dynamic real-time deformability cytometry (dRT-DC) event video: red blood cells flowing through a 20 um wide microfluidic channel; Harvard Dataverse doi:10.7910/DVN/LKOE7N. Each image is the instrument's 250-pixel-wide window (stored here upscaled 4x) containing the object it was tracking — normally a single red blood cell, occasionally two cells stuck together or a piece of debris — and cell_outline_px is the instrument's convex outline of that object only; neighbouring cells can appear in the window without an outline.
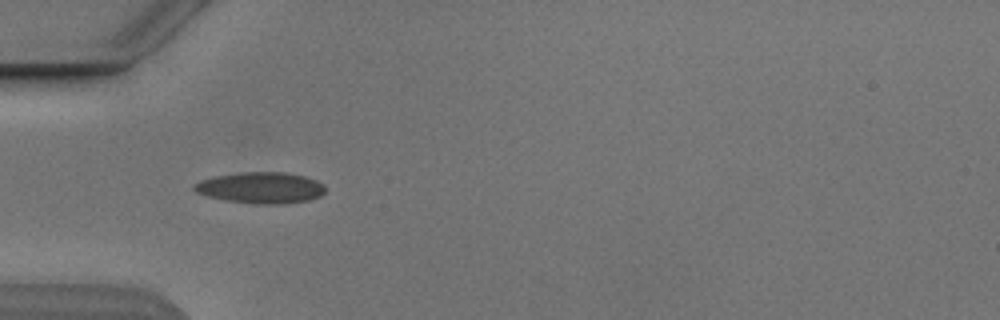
{"species": "Egyptian fruit bat (a non-hibernating species)", "species_latin": "Rousettus aegyptiacus", "temperature_condition": "cold", "stored_images_in_passage": 3, "camera_frame_rate_fps": 3000, "um_per_image_px": 0.085, "animal": {"sex": "male"}, "frame": {"image": 1, "passage_image": 2, "time_ms": 1.333, "image_size_px": [1000, 320], "cell_outline_px": [[324, 192], [320, 196], [308, 200], [284, 204], [256, 204], [228, 200], [208, 196], [196, 192], [192, 188], [192, 184], [200, 180], [216, 176], [240, 172], [284, 172], [304, 176], [316, 180], [324, 184]], "centroid_in_image_um": [22.16, 15.95], "position_along_channel_um": 62.8, "area_um2": 23.81}}
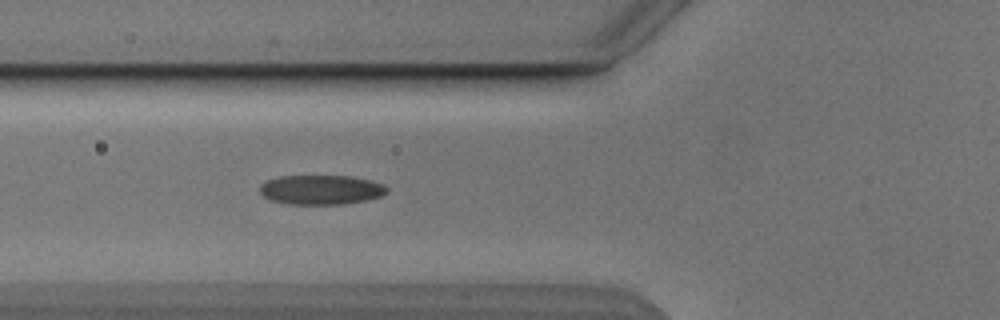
{"frame": {"image": 2, "passage_image": 3, "time_ms": 2.333, "image_size_px": [1000, 320], "cell_outline_px": [[388, 192], [380, 196], [368, 200], [344, 204], [288, 204], [272, 200], [264, 196], [260, 192], [260, 184], [268, 180], [280, 176], [352, 176], [384, 184], [388, 188]], "centroid_in_image_um": [27.31, 16.13], "position_along_channel_um": 98.5, "area_um2": 21.85}}